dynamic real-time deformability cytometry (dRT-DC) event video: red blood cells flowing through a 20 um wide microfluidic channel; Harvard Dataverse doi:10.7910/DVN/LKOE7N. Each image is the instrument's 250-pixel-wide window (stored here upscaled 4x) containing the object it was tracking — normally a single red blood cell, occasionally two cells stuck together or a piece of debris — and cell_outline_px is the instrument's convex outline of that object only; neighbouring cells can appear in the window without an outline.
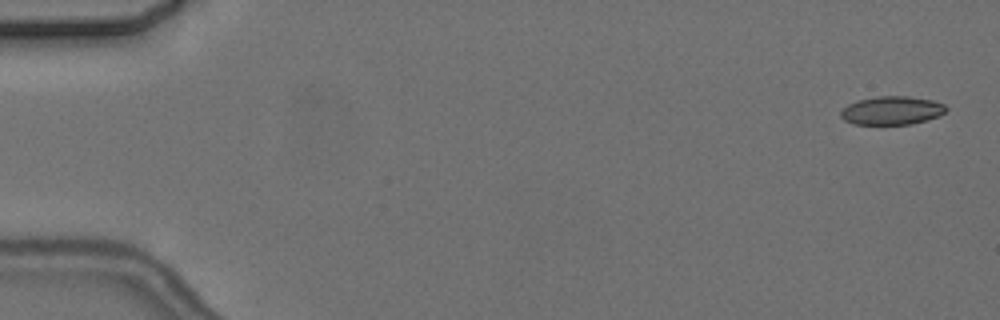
{"species": "common noctule bat (a hibernating species)", "species_latin": "Nyctalus noctula", "temperature_condition": "cold", "stored_images_in_passage": 7, "camera_frame_rate_fps": 3000, "um_per_image_px": 0.085, "animal": {"sex": "female", "body_mass_g": 24.6, "forearm_length_mm": 56.2}, "frame": {"image": 1, "passage_image": 1, "time_ms": 0.0, "image_size_px": [1000, 320], "cell_outline_px": [[948, 108], [940, 116], [912, 124], [852, 124], [844, 120], [840, 116], [840, 112], [848, 104], [856, 100], [880, 96], [908, 96], [932, 100], [944, 104]], "centroid_in_image_um": [75.8, 9.39], "position_along_channel_um": 9.2, "area_um2": 17.51}}
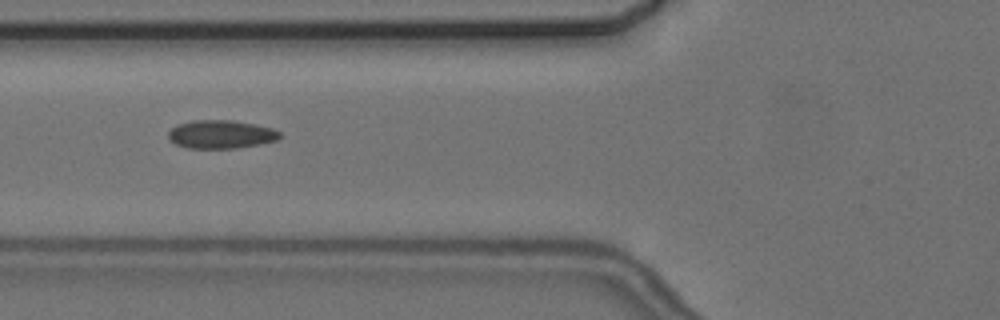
{"frame": {"image": 2, "passage_image": 6, "time_ms": 6.667, "image_size_px": [1000, 320], "cell_outline_px": [[280, 136], [276, 140], [260, 144], [236, 148], [188, 148], [176, 144], [168, 136], [168, 132], [172, 128], [180, 124], [192, 120], [232, 120], [256, 124], [272, 128], [280, 132]], "centroid_in_image_um": [18.8, 11.41], "position_along_channel_um": 107.0, "area_um2": 18.26}}
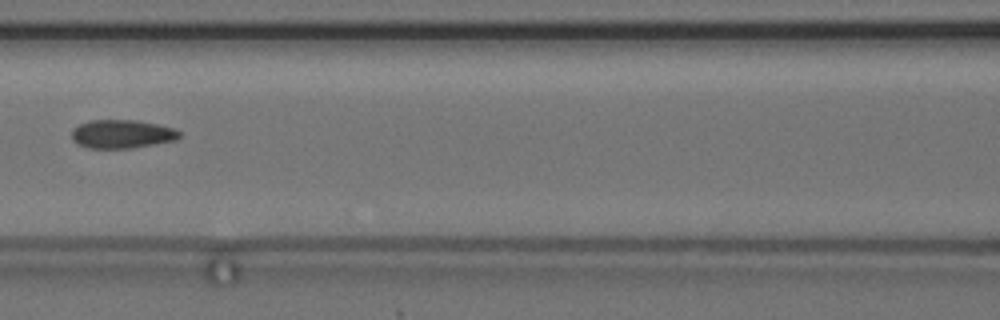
{"frame": {"image": 3, "passage_image": 7, "time_ms": 8.0, "image_size_px": [1000, 320], "cell_outline_px": [[180, 136], [176, 140], [132, 148], [88, 148], [76, 144], [72, 140], [72, 128], [88, 120], [136, 120], [176, 128], [180, 132]], "centroid_in_image_um": [10.34, 11.39], "position_along_channel_um": 156.3, "area_um2": 18.03}}